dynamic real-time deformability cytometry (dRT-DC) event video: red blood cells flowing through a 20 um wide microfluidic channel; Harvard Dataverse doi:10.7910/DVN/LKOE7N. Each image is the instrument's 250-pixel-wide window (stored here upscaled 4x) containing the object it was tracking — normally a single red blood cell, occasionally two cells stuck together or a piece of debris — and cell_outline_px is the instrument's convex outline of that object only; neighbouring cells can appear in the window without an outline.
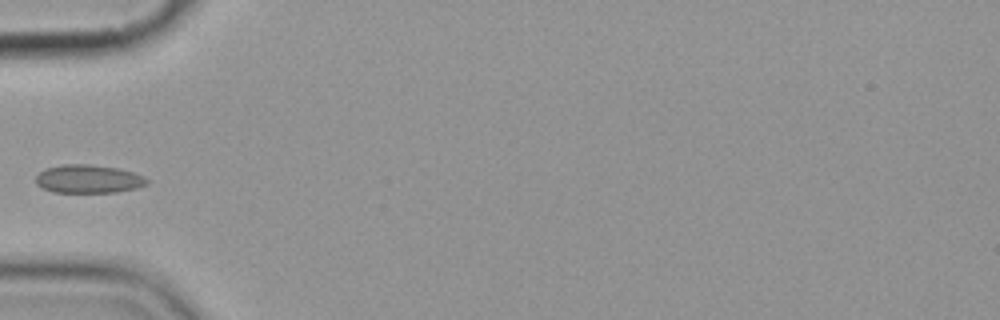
{"species": "common noctule bat (a hibernating species)", "species_latin": "Nyctalus noctula", "temperature_condition": "cold", "stored_images_in_passage": 4, "camera_frame_rate_fps": 3000, "um_per_image_px": 0.085, "animal": {"sex": "female", "body_mass_g": 19.9}, "frame": {"image": 1, "passage_image": 1, "time_ms": 0.0, "image_size_px": [1000, 320], "cell_outline_px": [[148, 184], [136, 188], [116, 192], [52, 192], [36, 184], [36, 176], [44, 168], [64, 164], [92, 164], [116, 168], [132, 172], [144, 176], [148, 180]], "centroid_in_image_um": [7.51, 15.2], "position_along_channel_um": 77.5, "area_um2": 18.32}}
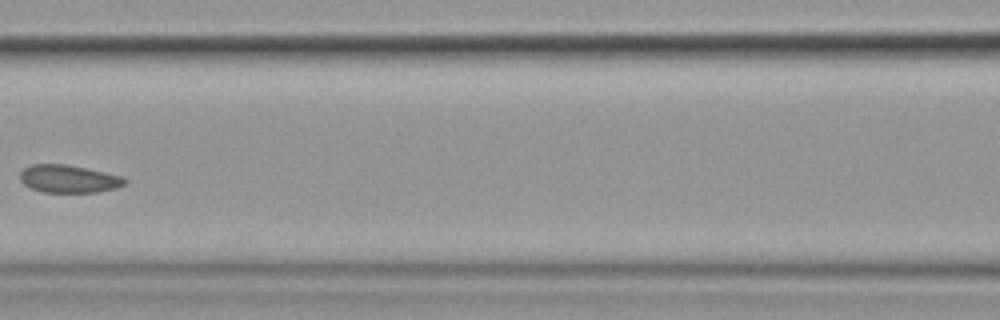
{"frame": {"image": 2, "passage_image": 3, "time_ms": 2.333, "image_size_px": [1000, 320], "cell_outline_px": [[128, 180], [124, 184], [116, 188], [96, 192], [44, 192], [32, 188], [24, 184], [20, 180], [20, 172], [24, 168], [32, 164], [64, 164], [124, 176]], "centroid_in_image_um": [5.84, 15.2], "position_along_channel_um": 160.8, "area_um2": 16.82}}
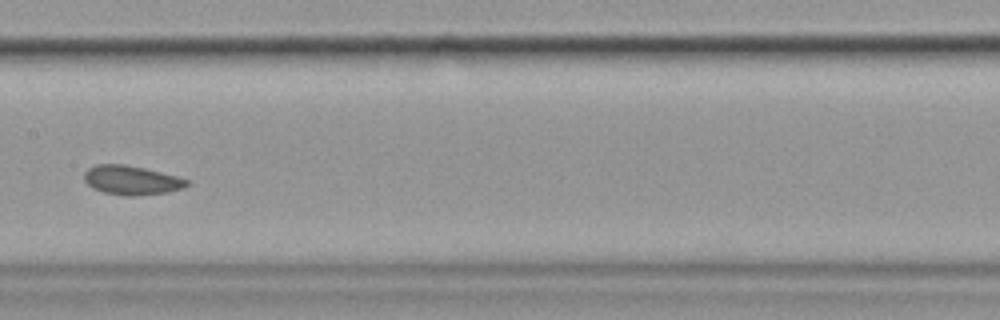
{"frame": {"image": 3, "passage_image": 4, "time_ms": 3.333, "image_size_px": [1000, 320], "cell_outline_px": [[188, 184], [184, 188], [168, 192], [132, 196], [124, 196], [104, 192], [92, 188], [84, 180], [84, 172], [88, 168], [96, 164], [124, 164], [144, 168], [176, 176], [188, 180]], "centroid_in_image_um": [11.15, 15.32], "position_along_channel_um": 196.3, "area_um2": 17.4}}